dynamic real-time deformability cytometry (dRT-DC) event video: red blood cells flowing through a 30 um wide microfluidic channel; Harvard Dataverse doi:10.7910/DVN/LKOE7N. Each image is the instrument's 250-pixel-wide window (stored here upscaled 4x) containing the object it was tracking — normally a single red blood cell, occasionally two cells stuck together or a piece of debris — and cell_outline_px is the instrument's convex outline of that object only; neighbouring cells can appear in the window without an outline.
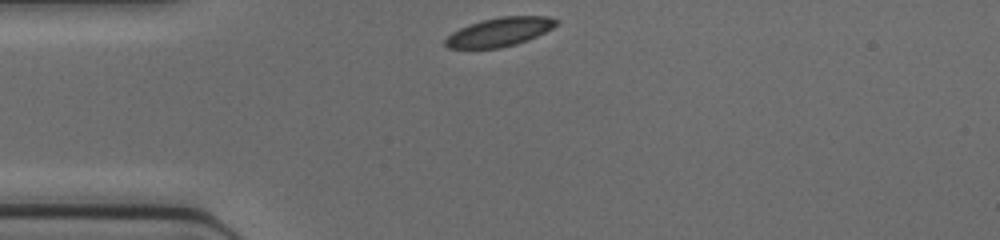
{"species": "common noctule bat (a hibernating species)", "species_latin": "Nyctalus noctula", "temperature_condition": "cold", "stored_images_in_passage": 28, "camera_frame_rate_fps": 3000, "um_per_image_px": 0.085, "animal": {"sex": "female", "body_mass_g": 17.0, "forearm_length_mm": 48.0}, "frame": {"image": 1, "passage_image": 1, "time_ms": 0.0, "image_size_px": [1000, 240], "cell_outline_px": [[560, 20], [552, 28], [528, 40], [516, 44], [500, 48], [448, 48], [444, 44], [444, 40], [452, 32], [468, 24], [500, 16], [548, 16]], "centroid_in_image_um": [42.46, 2.71], "position_along_channel_um": 42.5, "area_um2": 18.55}}
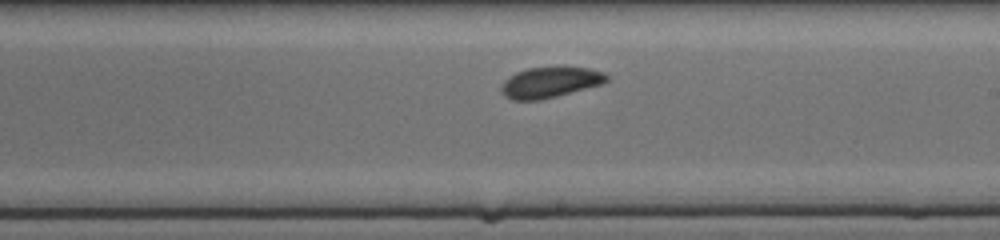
{"frame": {"image": 2, "passage_image": 16, "time_ms": 5.0, "image_size_px": [1000, 240], "cell_outline_px": [[608, 80], [600, 84], [556, 96], [540, 100], [512, 100], [504, 96], [500, 92], [500, 88], [504, 80], [508, 76], [516, 72], [528, 68], [588, 68], [604, 72], [608, 76]], "centroid_in_image_um": [46.69, 7.01], "position_along_channel_um": 242.3, "area_um2": 18.55}}
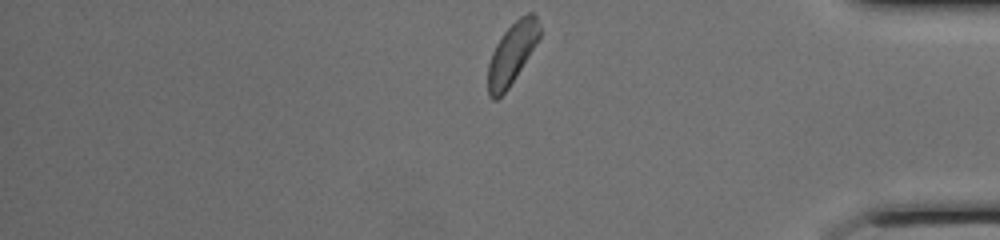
{"frame": {"image": 3, "passage_image": 28, "time_ms": 9.0, "image_size_px": [1000, 240], "cell_outline_px": [[540, 36], [528, 56], [508, 88], [496, 100], [492, 100], [488, 96], [488, 64], [492, 52], [496, 44], [504, 32], [520, 16], [528, 12], [536, 12], [540, 24]], "centroid_in_image_um": [43.51, 4.52], "position_along_channel_um": 391.7, "area_um2": 18.21}}